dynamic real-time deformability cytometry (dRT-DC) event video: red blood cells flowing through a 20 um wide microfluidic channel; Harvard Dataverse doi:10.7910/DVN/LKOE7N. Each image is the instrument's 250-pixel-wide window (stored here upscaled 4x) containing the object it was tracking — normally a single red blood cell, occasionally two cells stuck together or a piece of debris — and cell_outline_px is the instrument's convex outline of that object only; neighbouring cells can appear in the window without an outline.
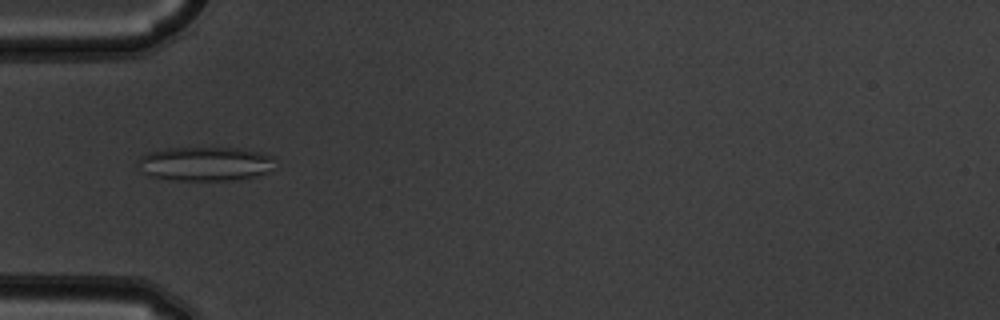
{"species": "common noctule bat (a hibernating species)", "species_latin": "Nyctalus noctula", "temperature_condition": "warm", "stored_images_in_passage": 9, "camera_frame_rate_fps": 3000, "um_per_image_px": 0.085, "animal": {"sex": "male", "body_mass_g": 19.5, "forearm_length_mm": 54.6}, "frame": {"image": 1, "passage_image": 6, "time_ms": 1.667, "image_size_px": [1000, 320], "cell_outline_px": [[276, 156], [268, 172], [256, 176], [232, 180], [172, 180], [148, 176], [136, 164], [136, 160], [140, 156], [148, 152], [164, 148], [240, 148], [260, 152]], "centroid_in_image_um": [17.4, 13.91], "position_along_channel_um": 67.6, "area_um2": 27.51}}
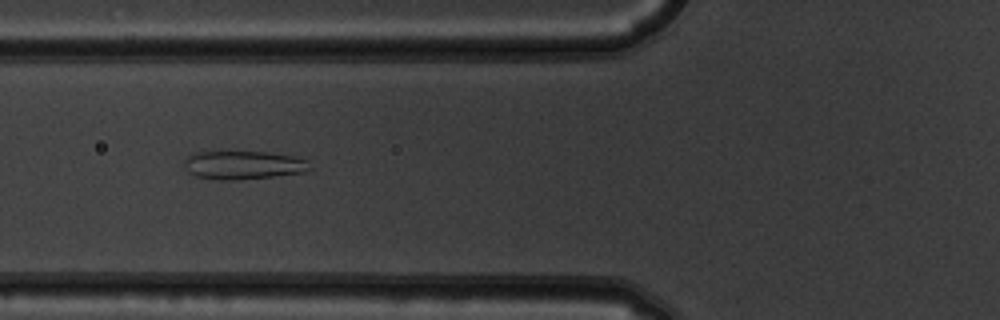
{"frame": {"image": 2, "passage_image": 7, "time_ms": 2.0, "image_size_px": [1000, 320], "cell_outline_px": [[312, 168], [300, 172], [272, 176], [240, 180], [220, 180], [196, 176], [188, 172], [184, 164], [184, 160], [188, 152], [268, 152], [312, 156]], "centroid_in_image_um": [20.79, 14.0], "position_along_channel_um": 105.0, "area_um2": 21.56}}
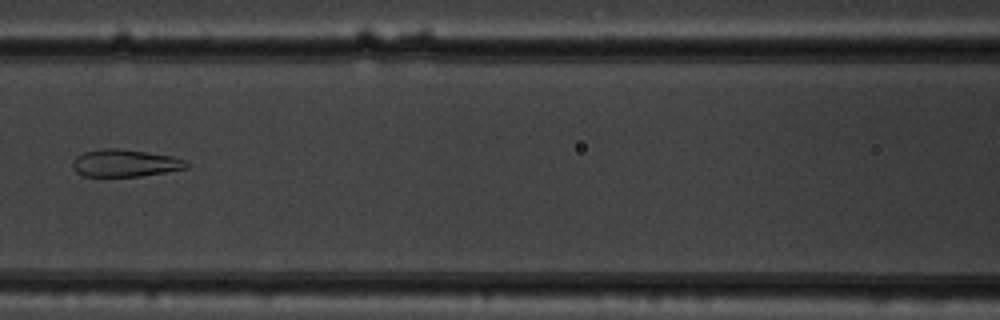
{"frame": {"image": 3, "passage_image": 8, "time_ms": 2.333, "image_size_px": [1000, 320], "cell_outline_px": [[192, 164], [188, 168], [140, 176], [84, 176], [76, 172], [72, 164], [72, 160], [76, 156], [84, 152], [104, 148], [116, 148], [172, 156], [184, 160]], "centroid_in_image_um": [10.63, 13.86], "position_along_channel_um": 156.0, "area_um2": 18.03}}